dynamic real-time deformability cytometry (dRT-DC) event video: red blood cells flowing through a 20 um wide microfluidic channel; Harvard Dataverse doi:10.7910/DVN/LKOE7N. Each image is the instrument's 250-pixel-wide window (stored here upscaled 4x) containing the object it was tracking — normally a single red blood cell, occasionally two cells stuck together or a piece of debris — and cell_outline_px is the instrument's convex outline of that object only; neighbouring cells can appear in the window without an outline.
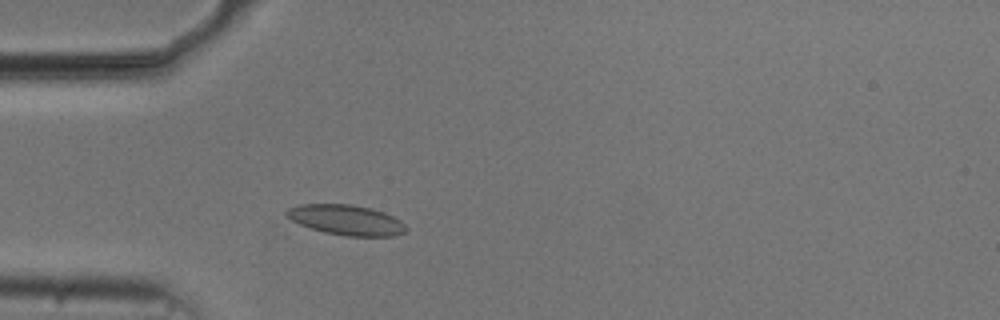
{"species": "common noctule bat (a hibernating species)", "species_latin": "Nyctalus noctula", "temperature_condition": "cold", "stored_images_in_passage": 39, "camera_frame_rate_fps": 3000, "um_per_image_px": 0.085, "animal": {"sex": "male", "body_mass_g": 20.5, "forearm_length_mm": 52.5}, "frame": {"image": 1, "passage_image": 9, "time_ms": 2.667, "image_size_px": [1000, 320], "cell_outline_px": [[408, 228], [404, 232], [392, 236], [344, 236], [324, 232], [300, 224], [284, 216], [284, 212], [288, 208], [300, 204], [352, 204], [372, 208], [384, 212], [400, 220]], "centroid_in_image_um": [29.41, 18.69], "position_along_channel_um": 55.6, "area_um2": 21.1}}
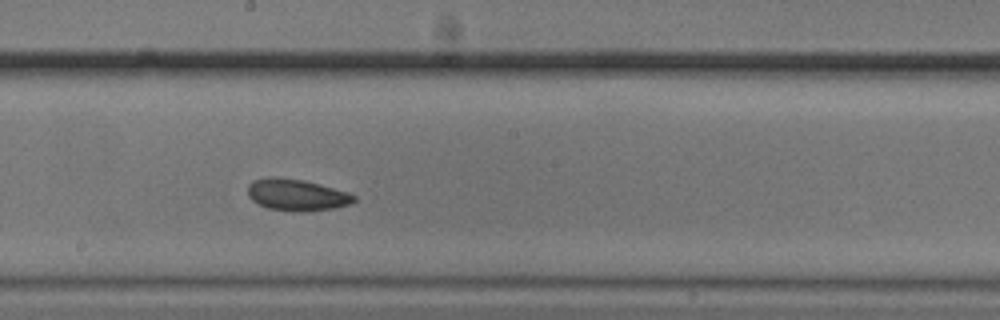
{"frame": {"image": 2, "passage_image": 23, "time_ms": 7.333, "image_size_px": [1000, 320], "cell_outline_px": [[356, 200], [352, 204], [336, 208], [304, 212], [296, 212], [268, 208], [252, 200], [248, 196], [248, 184], [252, 180], [272, 176], [276, 176], [304, 180], [348, 192], [356, 196]], "centroid_in_image_um": [25.23, 16.56], "position_along_channel_um": 223.0, "area_um2": 19.83}}
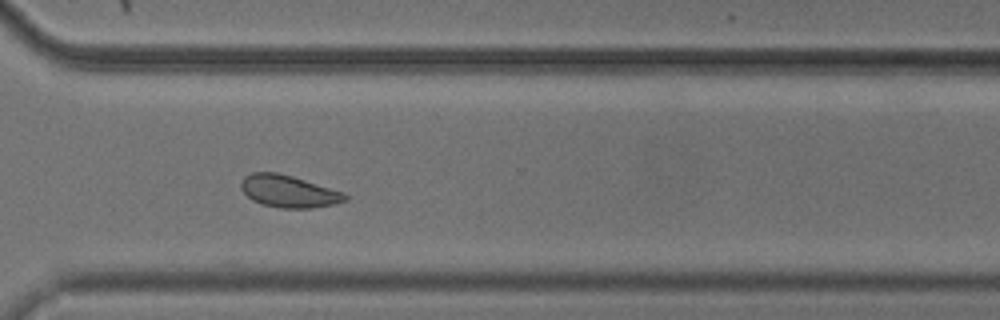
{"frame": {"image": 3, "passage_image": 33, "time_ms": 10.667, "image_size_px": [1000, 320], "cell_outline_px": [[348, 200], [336, 204], [312, 208], [280, 208], [260, 204], [252, 200], [240, 188], [240, 180], [244, 176], [252, 172], [276, 172], [292, 176], [344, 192], [348, 196]], "centroid_in_image_um": [24.53, 16.26], "position_along_channel_um": 346.1, "area_um2": 19.71}, "authors_computed_cell_mechanics": {"area_um2": 19.8254, "velocity_mm_per_s": 3.6996, "shape_relaxation_time_tau1_ms": 6.7531, "shape_relaxation_time_tau2_ms": 3.7677, "deformation_change_tau1": 0.0945, "deformation_change_tau2": 0.0852}}